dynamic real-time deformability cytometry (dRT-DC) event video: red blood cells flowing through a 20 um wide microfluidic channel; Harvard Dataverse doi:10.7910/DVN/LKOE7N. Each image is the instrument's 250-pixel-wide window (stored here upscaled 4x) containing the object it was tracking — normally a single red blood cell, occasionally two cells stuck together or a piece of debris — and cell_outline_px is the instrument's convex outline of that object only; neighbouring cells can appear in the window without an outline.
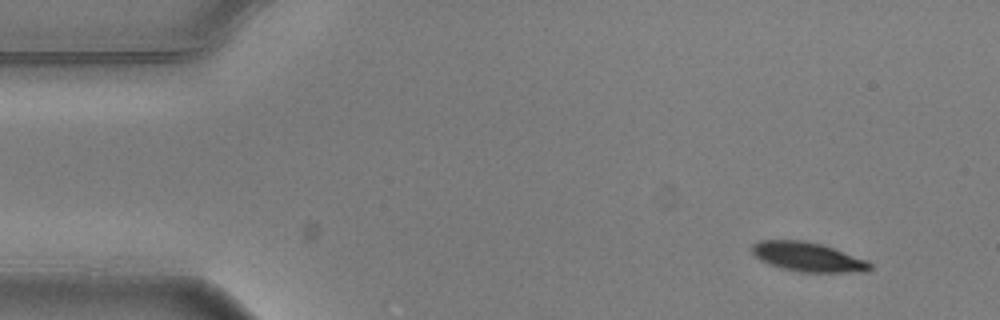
{"species": "common noctule bat (a hibernating species)", "species_latin": "Nyctalus noctula", "temperature_condition": "warm", "stored_images_in_passage": 4, "camera_frame_rate_fps": 3000, "um_per_image_px": 0.085, "animal": {"sex": "male", "body_mass_g": 20.5, "forearm_length_mm": 52.5}, "frame": {"image": 1, "passage_image": 1, "time_ms": 0.0, "image_size_px": [1000, 320], "cell_outline_px": [[872, 268], [864, 272], [800, 272], [780, 268], [768, 264], [760, 260], [752, 252], [752, 244], [760, 240], [804, 240], [820, 244], [868, 260], [872, 264]], "centroid_in_image_um": [68.66, 21.84], "position_along_channel_um": 16.3, "area_um2": 20.17}}
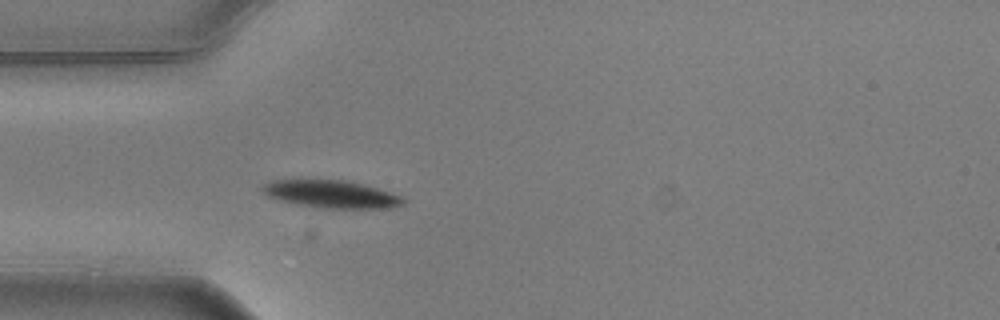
{"frame": {"image": 2, "passage_image": 4, "time_ms": 1.0, "image_size_px": [1000, 320], "cell_outline_px": [[404, 204], [388, 208], [316, 208], [296, 204], [280, 200], [268, 196], [260, 188], [264, 184], [272, 180], [344, 180], [376, 188], [400, 196], [404, 200]], "centroid_in_image_um": [28.11, 16.51], "position_along_channel_um": 56.9, "area_um2": 22.31}}